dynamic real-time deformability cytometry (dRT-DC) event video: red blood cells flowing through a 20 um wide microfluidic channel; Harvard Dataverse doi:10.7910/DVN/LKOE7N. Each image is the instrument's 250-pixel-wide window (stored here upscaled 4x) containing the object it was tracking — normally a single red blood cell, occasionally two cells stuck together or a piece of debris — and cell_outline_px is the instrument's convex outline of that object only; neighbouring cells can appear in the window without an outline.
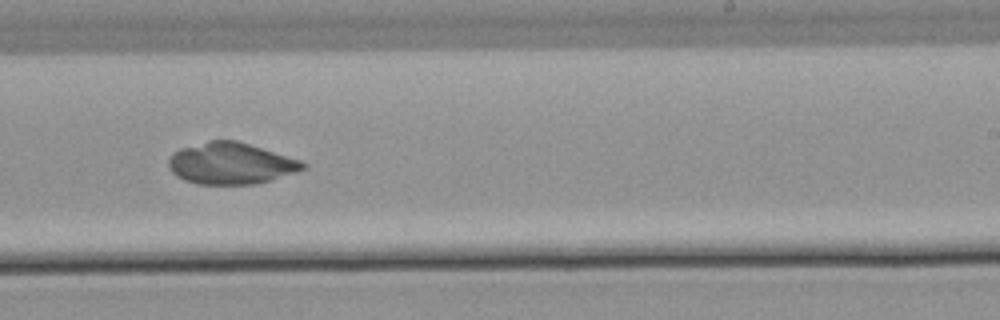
{"species": "common noctule bat (a hibernating species)", "species_latin": "Nyctalus noctula", "temperature_condition": "warm", "stored_images_in_passage": 39, "camera_frame_rate_fps": 3000, "um_per_image_px": 0.085, "animal": {"sex": "male", "body_mass_g": 21.5, "forearm_length_mm": 52.0}, "frame": {"image": 1, "passage_image": 21, "time_ms": 6.667, "image_size_px": [1000, 320], "cell_outline_px": [[308, 164], [304, 168], [296, 172], [256, 184], [196, 184], [184, 180], [176, 176], [172, 172], [168, 164], [168, 160], [172, 152], [180, 148], [208, 140], [236, 140], [300, 160]], "centroid_in_image_um": [19.58, 13.89], "position_along_channel_um": 269.4, "area_um2": 32.43}}
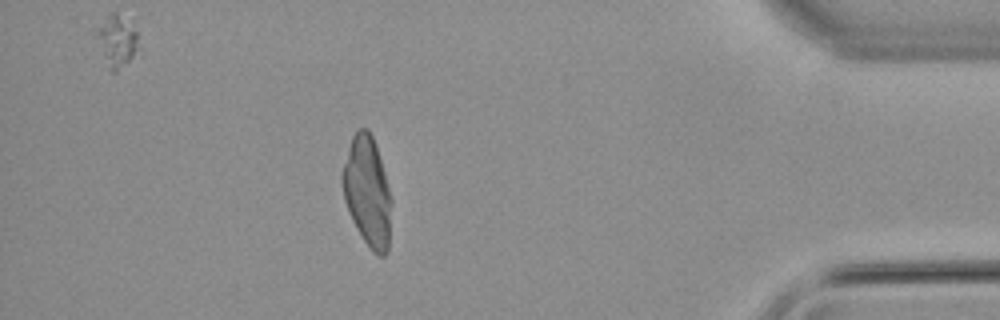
{"frame": {"image": 2, "passage_image": 35, "time_ms": 11.333, "image_size_px": [1000, 320], "cell_outline_px": [[392, 204], [388, 252], [384, 256], [376, 256], [372, 252], [356, 228], [348, 212], [344, 200], [340, 180], [340, 176], [348, 148], [352, 136], [360, 128], [368, 128], [376, 144], [392, 200]], "centroid_in_image_um": [31.22, 16.31], "position_along_channel_um": 404.0, "area_um2": 31.73}}